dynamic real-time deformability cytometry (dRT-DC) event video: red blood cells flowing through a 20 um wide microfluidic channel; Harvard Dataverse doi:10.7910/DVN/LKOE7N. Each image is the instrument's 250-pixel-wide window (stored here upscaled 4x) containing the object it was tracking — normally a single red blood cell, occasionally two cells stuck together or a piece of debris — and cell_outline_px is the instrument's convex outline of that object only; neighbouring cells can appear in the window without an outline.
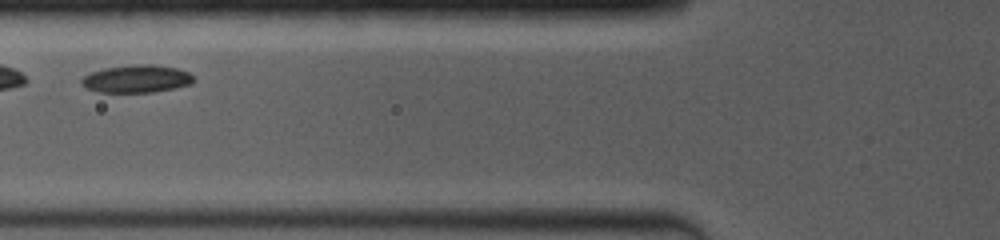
{"species": "common noctule bat (a hibernating species)", "species_latin": "Nyctalus noctula", "temperature_condition": "room temperature", "stored_images_in_passage": 5, "camera_frame_rate_fps": 4000, "um_per_image_px": 0.085, "animal": {"sex": "female", "body_mass_g": 19.0, "forearm_length_mm": 53.3}, "frame": {"image": 1, "passage_image": 2, "time_ms": 1.25, "image_size_px": [1000, 240], "cell_outline_px": [[196, 80], [192, 84], [152, 92], [96, 92], [80, 84], [80, 80], [84, 76], [92, 72], [104, 68], [132, 64], [152, 64], [176, 68], [188, 72]], "centroid_in_image_um": [11.6, 6.69], "position_along_channel_um": 114.2, "area_um2": 18.09}}
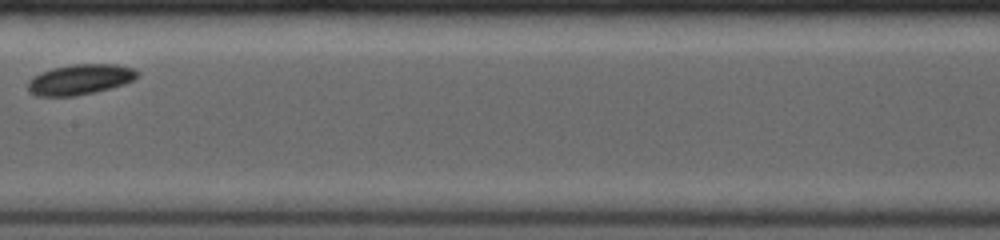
{"frame": {"image": 2, "passage_image": 4, "time_ms": 3.5, "image_size_px": [1000, 240], "cell_outline_px": [[140, 72], [132, 80], [124, 84], [112, 88], [76, 96], [36, 96], [28, 88], [28, 80], [32, 76], [40, 72], [52, 68], [72, 64], [116, 64], [136, 68]], "centroid_in_image_um": [6.81, 6.74], "position_along_channel_um": 200.6, "area_um2": 19.54}}
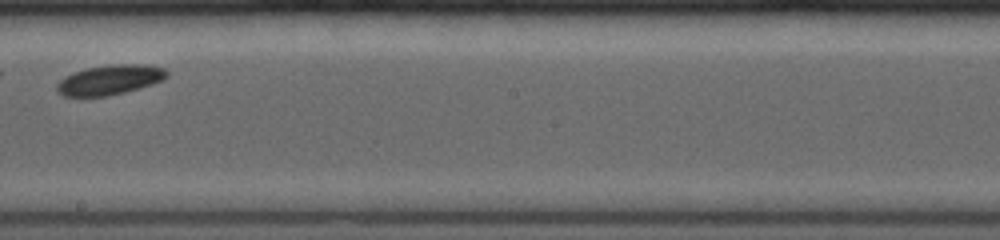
{"frame": {"image": 3, "passage_image": 5, "time_ms": 4.5, "image_size_px": [1000, 240], "cell_outline_px": [[168, 76], [152, 84], [124, 92], [108, 96], [64, 96], [56, 88], [56, 84], [64, 76], [88, 68], [112, 64], [144, 64], [164, 68], [168, 72]], "centroid_in_image_um": [9.34, 6.78], "position_along_channel_um": 238.9, "area_um2": 18.84}}